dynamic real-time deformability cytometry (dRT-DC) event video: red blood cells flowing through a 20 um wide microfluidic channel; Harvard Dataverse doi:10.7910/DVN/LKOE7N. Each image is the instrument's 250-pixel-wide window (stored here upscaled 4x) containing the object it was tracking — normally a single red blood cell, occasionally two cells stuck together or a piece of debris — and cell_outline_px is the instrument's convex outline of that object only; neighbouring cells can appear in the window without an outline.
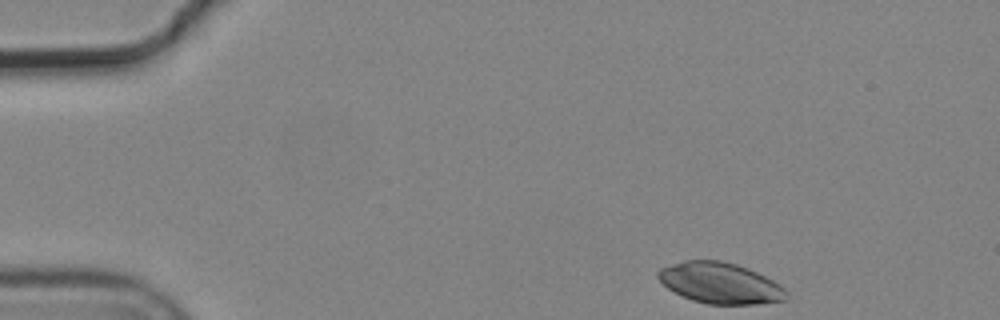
{"species": "common noctule bat (a hibernating species)", "species_latin": "Nyctalus noctula", "temperature_condition": "cold", "stored_images_in_passage": 4, "camera_frame_rate_fps": 3000, "um_per_image_px": 0.085, "animal": {"sex": "male", "body_mass_g": 19.2, "forearm_length_mm": 51.8}, "frame": {"image": 1, "passage_image": 1, "time_ms": 0.0, "image_size_px": [1000, 320], "cell_outline_px": [[788, 300], [756, 304], [708, 304], [692, 300], [680, 296], [668, 288], [656, 276], [656, 272], [660, 268], [684, 260], [720, 260], [736, 264], [748, 268], [780, 284], [788, 292]], "centroid_in_image_um": [61.21, 24.06], "position_along_channel_um": 23.8, "area_um2": 30.75}}